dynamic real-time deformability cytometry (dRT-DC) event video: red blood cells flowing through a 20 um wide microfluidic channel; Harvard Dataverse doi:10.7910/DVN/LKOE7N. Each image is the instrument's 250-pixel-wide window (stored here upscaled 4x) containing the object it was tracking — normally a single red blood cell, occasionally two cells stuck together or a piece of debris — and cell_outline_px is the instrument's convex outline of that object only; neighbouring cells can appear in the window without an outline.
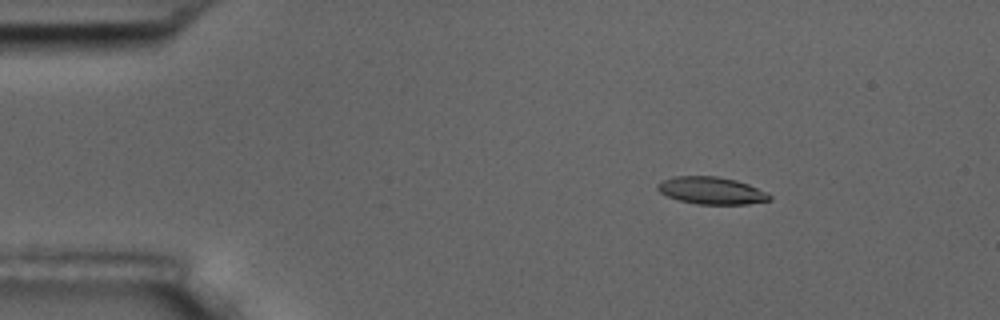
{"species": "common noctule bat (a hibernating species)", "species_latin": "Nyctalus noctula", "temperature_condition": "room temperature", "stored_images_in_passage": 11, "camera_frame_rate_fps": 3000, "um_per_image_px": 0.085, "animal": {"sex": "male", "body_mass_g": 17.5, "forearm_length_mm": 52.3}, "frame": {"image": 1, "passage_image": 2, "time_ms": 2.0, "image_size_px": [1000, 320], "cell_outline_px": [[772, 200], [748, 204], [696, 204], [676, 200], [660, 192], [656, 188], [656, 184], [664, 180], [676, 176], [716, 176], [736, 180], [748, 184], [772, 196]], "centroid_in_image_um": [60.45, 16.2], "position_along_channel_um": 24.6, "area_um2": 17.74}}
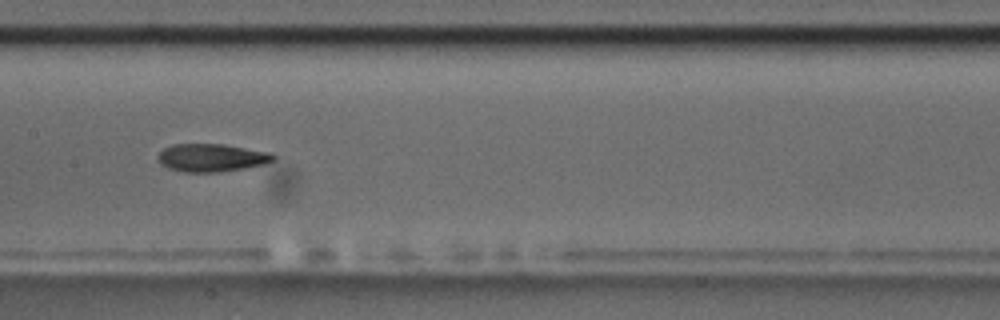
{"frame": {"image": 2, "passage_image": 8, "time_ms": 8.667, "image_size_px": [1000, 320], "cell_outline_px": [[276, 156], [272, 160], [264, 164], [244, 168], [220, 172], [184, 172], [168, 168], [160, 164], [156, 156], [164, 148], [172, 144], [224, 144], [272, 152]], "centroid_in_image_um": [17.97, 13.4], "position_along_channel_um": 189.4, "area_um2": 18.9}}
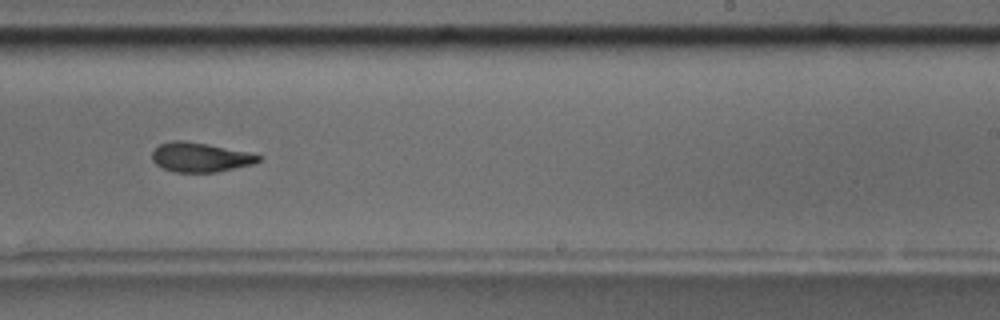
{"frame": {"image": 3, "passage_image": 10, "time_ms": 11.0, "image_size_px": [1000, 320], "cell_outline_px": [[260, 160], [252, 164], [216, 172], [176, 172], [164, 168], [156, 164], [152, 160], [152, 152], [160, 144], [172, 140], [184, 140], [208, 144], [244, 152], [260, 156]], "centroid_in_image_um": [16.95, 13.36], "position_along_channel_um": 272.0, "area_um2": 17.86}}